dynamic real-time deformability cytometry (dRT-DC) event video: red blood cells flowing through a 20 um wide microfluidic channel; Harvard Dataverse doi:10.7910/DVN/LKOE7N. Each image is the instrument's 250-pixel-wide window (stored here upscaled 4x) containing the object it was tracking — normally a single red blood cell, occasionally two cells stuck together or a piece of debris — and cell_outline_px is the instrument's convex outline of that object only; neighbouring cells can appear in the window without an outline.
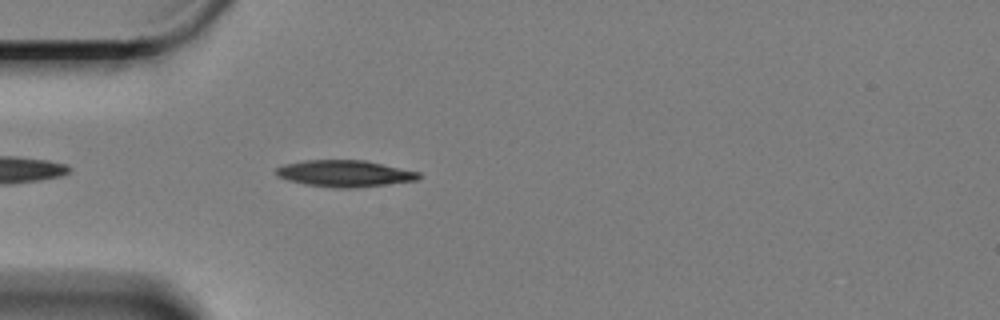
{"species": "Egyptian fruit bat (a non-hibernating species)", "species_latin": "Rousettus aegyptiacus", "temperature_condition": "cold", "stored_images_in_passage": 26, "camera_frame_rate_fps": 3000, "um_per_image_px": 0.085, "animal": {"sex": "female"}, "frame": {"image": 1, "passage_image": 4, "time_ms": 1.0, "image_size_px": [1000, 320], "cell_outline_px": [[420, 176], [416, 180], [356, 188], [332, 188], [304, 184], [288, 180], [276, 176], [276, 168], [284, 164], [304, 160], [364, 160], [420, 172]], "centroid_in_image_um": [29.26, 14.75], "position_along_channel_um": 55.7, "area_um2": 22.08}}
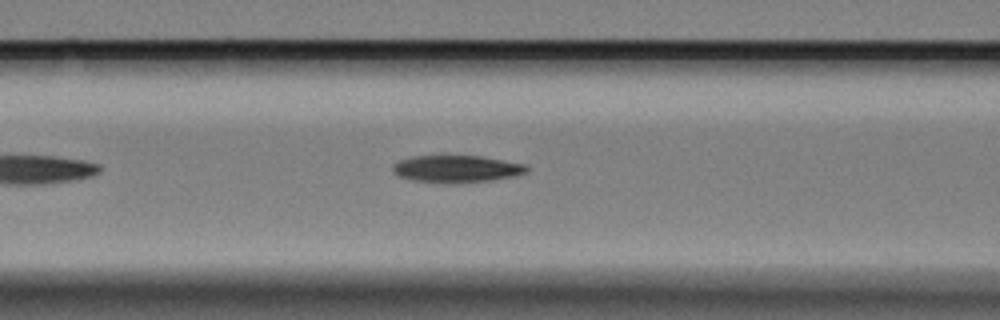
{"frame": {"image": 2, "passage_image": 11, "time_ms": 3.333, "image_size_px": [1000, 320], "cell_outline_px": [[528, 172], [516, 176], [492, 180], [412, 180], [400, 176], [392, 172], [392, 164], [400, 160], [412, 156], [480, 156], [524, 164], [528, 168]], "centroid_in_image_um": [38.82, 14.3], "position_along_channel_um": 127.8, "area_um2": 20.11}}
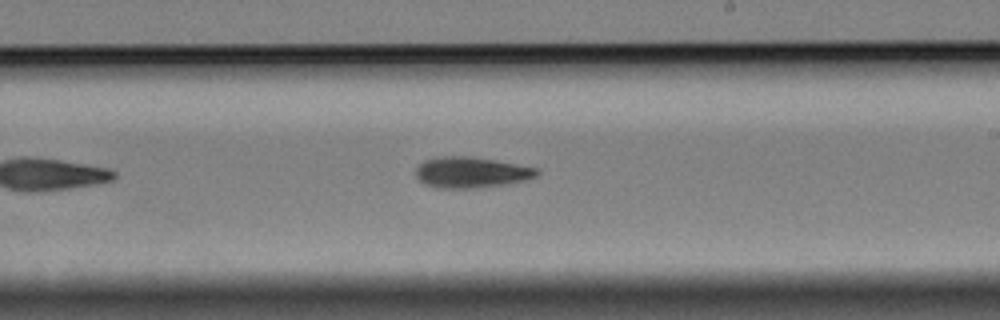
{"frame": {"image": 3, "passage_image": 22, "time_ms": 7.0, "image_size_px": [1000, 320], "cell_outline_px": [[540, 172], [536, 176], [524, 180], [504, 184], [472, 188], [440, 188], [424, 184], [416, 176], [416, 168], [424, 160], [436, 156], [468, 156], [496, 160], [536, 168]], "centroid_in_image_um": [40.01, 14.64], "position_along_channel_um": 249.0, "area_um2": 21.62}}